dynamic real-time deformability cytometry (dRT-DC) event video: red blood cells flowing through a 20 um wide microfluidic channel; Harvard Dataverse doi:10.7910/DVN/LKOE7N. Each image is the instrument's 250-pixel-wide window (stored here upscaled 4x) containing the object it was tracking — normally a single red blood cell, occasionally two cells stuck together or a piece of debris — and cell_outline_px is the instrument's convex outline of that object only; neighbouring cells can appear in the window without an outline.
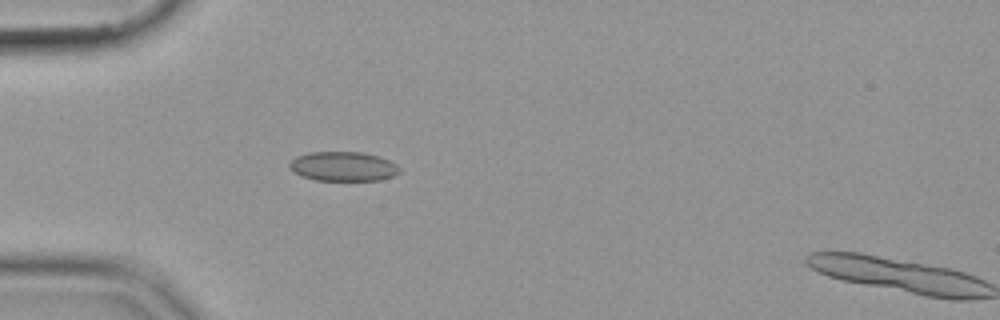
{"species": "common noctule bat (a hibernating species)", "species_latin": "Nyctalus noctula", "temperature_condition": "cold", "stored_images_in_passage": 10, "camera_frame_rate_fps": 3000, "um_per_image_px": 0.085, "animal": {"sex": "female", "body_mass_g": 19.9}, "frame": {"image": 1, "passage_image": 9, "time_ms": 2.667, "image_size_px": [1000, 320], "cell_outline_px": [[400, 172], [392, 176], [380, 180], [316, 180], [300, 176], [292, 172], [288, 168], [288, 164], [296, 156], [308, 152], [360, 152], [376, 156], [388, 160], [396, 164], [400, 168]], "centroid_in_image_um": [29.11, 14.15], "position_along_channel_um": 55.9, "area_um2": 18.9}}